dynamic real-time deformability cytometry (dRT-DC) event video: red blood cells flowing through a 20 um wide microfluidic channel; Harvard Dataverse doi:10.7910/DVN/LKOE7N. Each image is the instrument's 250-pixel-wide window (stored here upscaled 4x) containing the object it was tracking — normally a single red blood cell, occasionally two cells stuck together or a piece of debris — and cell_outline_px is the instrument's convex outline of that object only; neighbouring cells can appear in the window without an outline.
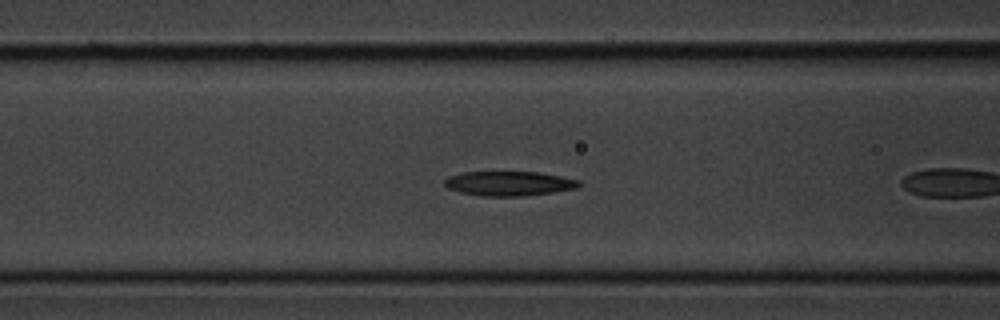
{"species": "common noctule bat (a hibernating species)", "species_latin": "Nyctalus noctula", "temperature_condition": "cold", "stored_images_in_passage": 12, "camera_frame_rate_fps": 3000, "um_per_image_px": 0.085, "animal": {"sex": "male", "body_mass_g": 20.1, "forearm_length_mm": 53.5}, "frame": {"image": 1, "passage_image": 7, "time_ms": 2.0, "image_size_px": [1000, 320], "cell_outline_px": [[580, 184], [576, 188], [552, 192], [524, 196], [480, 196], [460, 192], [448, 188], [444, 184], [444, 180], [448, 176], [464, 172], [536, 172], [580, 180]], "centroid_in_image_um": [43.22, 15.6], "position_along_channel_um": 123.4, "area_um2": 19.07}}
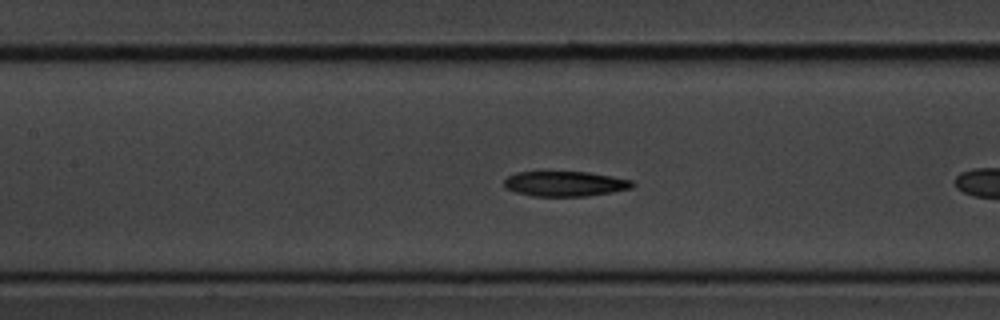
{"frame": {"image": 2, "passage_image": 10, "time_ms": 3.0, "image_size_px": [1000, 320], "cell_outline_px": [[636, 184], [632, 188], [612, 192], [588, 196], [532, 196], [516, 192], [504, 188], [504, 180], [508, 176], [516, 172], [588, 172], [612, 176], [632, 180]], "centroid_in_image_um": [48.04, 15.62], "position_along_channel_um": 159.4, "area_um2": 18.84}}